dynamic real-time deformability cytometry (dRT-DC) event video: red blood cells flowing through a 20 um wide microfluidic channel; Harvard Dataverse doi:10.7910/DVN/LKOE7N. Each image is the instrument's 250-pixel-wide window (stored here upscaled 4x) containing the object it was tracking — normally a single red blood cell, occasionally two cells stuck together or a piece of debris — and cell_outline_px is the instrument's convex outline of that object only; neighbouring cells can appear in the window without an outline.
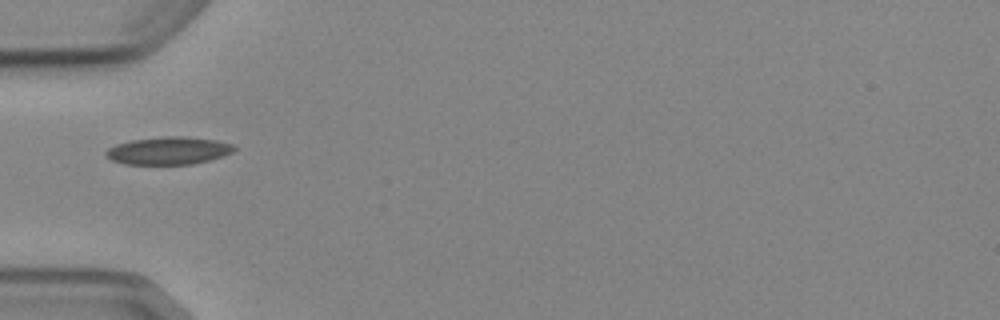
{"species": "Egyptian fruit bat (a non-hibernating species)", "species_latin": "Rousettus aegyptiacus", "temperature_condition": "cold", "stored_images_in_passage": 4, "camera_frame_rate_fps": 3000, "um_per_image_px": 0.085, "animal": {"sex": "female"}, "frame": {"image": 1, "passage_image": 3, "time_ms": 3.333, "image_size_px": [1000, 320], "cell_outline_px": [[236, 148], [232, 152], [224, 156], [192, 164], [124, 164], [112, 160], [104, 156], [104, 152], [108, 148], [116, 144], [132, 140], [164, 136], [184, 136], [216, 140], [232, 144]], "centroid_in_image_um": [14.3, 12.8], "position_along_channel_um": 70.7, "area_um2": 20.69}}
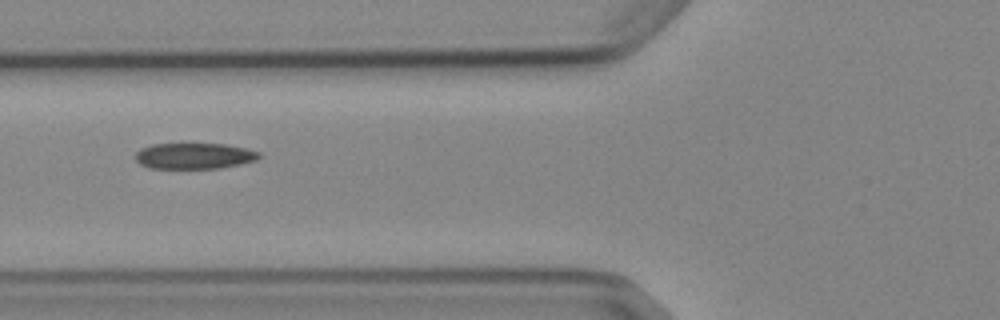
{"frame": {"image": 2, "passage_image": 4, "time_ms": 4.333, "image_size_px": [1000, 320], "cell_outline_px": [[260, 156], [256, 160], [240, 164], [220, 168], [152, 168], [140, 164], [136, 160], [136, 152], [140, 148], [152, 144], [224, 144], [244, 148], [260, 152]], "centroid_in_image_um": [16.5, 13.25], "position_along_channel_um": 109.3, "area_um2": 18.55}}